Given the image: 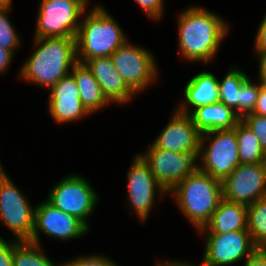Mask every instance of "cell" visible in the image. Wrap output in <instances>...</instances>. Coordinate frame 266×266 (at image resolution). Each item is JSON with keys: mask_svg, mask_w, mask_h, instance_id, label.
<instances>
[{"mask_svg": "<svg viewBox=\"0 0 266 266\" xmlns=\"http://www.w3.org/2000/svg\"><path fill=\"white\" fill-rule=\"evenodd\" d=\"M179 49L184 58L210 61L227 35L226 23L215 14L199 7H189L179 16Z\"/></svg>", "mask_w": 266, "mask_h": 266, "instance_id": "6da1fadb", "label": "cell"}, {"mask_svg": "<svg viewBox=\"0 0 266 266\" xmlns=\"http://www.w3.org/2000/svg\"><path fill=\"white\" fill-rule=\"evenodd\" d=\"M34 45L39 48L24 63L20 76L50 89L77 63L76 38H35Z\"/></svg>", "mask_w": 266, "mask_h": 266, "instance_id": "7a4b0ae2", "label": "cell"}, {"mask_svg": "<svg viewBox=\"0 0 266 266\" xmlns=\"http://www.w3.org/2000/svg\"><path fill=\"white\" fill-rule=\"evenodd\" d=\"M170 192L174 194L179 209L199 230L209 223L223 199L221 180L198 168Z\"/></svg>", "mask_w": 266, "mask_h": 266, "instance_id": "3957f363", "label": "cell"}, {"mask_svg": "<svg viewBox=\"0 0 266 266\" xmlns=\"http://www.w3.org/2000/svg\"><path fill=\"white\" fill-rule=\"evenodd\" d=\"M82 23L75 37L77 62L111 56L127 41L118 23L101 6L91 10Z\"/></svg>", "mask_w": 266, "mask_h": 266, "instance_id": "277c9868", "label": "cell"}, {"mask_svg": "<svg viewBox=\"0 0 266 266\" xmlns=\"http://www.w3.org/2000/svg\"><path fill=\"white\" fill-rule=\"evenodd\" d=\"M35 38H75L87 0H41ZM77 22V23H76Z\"/></svg>", "mask_w": 266, "mask_h": 266, "instance_id": "5b68a950", "label": "cell"}, {"mask_svg": "<svg viewBox=\"0 0 266 266\" xmlns=\"http://www.w3.org/2000/svg\"><path fill=\"white\" fill-rule=\"evenodd\" d=\"M210 135L216 136L210 141L208 148L204 149V142ZM199 156L202 157L203 164L198 169L222 181L240 165L236 130H216L201 134Z\"/></svg>", "mask_w": 266, "mask_h": 266, "instance_id": "8992f818", "label": "cell"}, {"mask_svg": "<svg viewBox=\"0 0 266 266\" xmlns=\"http://www.w3.org/2000/svg\"><path fill=\"white\" fill-rule=\"evenodd\" d=\"M4 172L0 176V217L18 240H30L34 230L35 208Z\"/></svg>", "mask_w": 266, "mask_h": 266, "instance_id": "52a82bcc", "label": "cell"}, {"mask_svg": "<svg viewBox=\"0 0 266 266\" xmlns=\"http://www.w3.org/2000/svg\"><path fill=\"white\" fill-rule=\"evenodd\" d=\"M97 194L88 181L77 175H69L50 191L48 201L61 211L81 220L87 227L86 218L97 204Z\"/></svg>", "mask_w": 266, "mask_h": 266, "instance_id": "ba28073f", "label": "cell"}, {"mask_svg": "<svg viewBox=\"0 0 266 266\" xmlns=\"http://www.w3.org/2000/svg\"><path fill=\"white\" fill-rule=\"evenodd\" d=\"M126 85L140 92L157 76L155 59L147 50L126 41L110 56Z\"/></svg>", "mask_w": 266, "mask_h": 266, "instance_id": "9c48e42d", "label": "cell"}, {"mask_svg": "<svg viewBox=\"0 0 266 266\" xmlns=\"http://www.w3.org/2000/svg\"><path fill=\"white\" fill-rule=\"evenodd\" d=\"M221 182L224 199L249 206L266 196V163L240 164Z\"/></svg>", "mask_w": 266, "mask_h": 266, "instance_id": "30bf717a", "label": "cell"}, {"mask_svg": "<svg viewBox=\"0 0 266 266\" xmlns=\"http://www.w3.org/2000/svg\"><path fill=\"white\" fill-rule=\"evenodd\" d=\"M198 155L171 152L151 144L148 152L140 156L148 164L156 180L170 192L198 168L195 165Z\"/></svg>", "mask_w": 266, "mask_h": 266, "instance_id": "8fae6325", "label": "cell"}, {"mask_svg": "<svg viewBox=\"0 0 266 266\" xmlns=\"http://www.w3.org/2000/svg\"><path fill=\"white\" fill-rule=\"evenodd\" d=\"M258 247L248 230L208 234L202 266H223L250 257Z\"/></svg>", "mask_w": 266, "mask_h": 266, "instance_id": "7c38bea8", "label": "cell"}, {"mask_svg": "<svg viewBox=\"0 0 266 266\" xmlns=\"http://www.w3.org/2000/svg\"><path fill=\"white\" fill-rule=\"evenodd\" d=\"M38 231L67 240L81 237L88 231V227L78 218L61 211L47 200L35 207L34 230L29 240L39 245Z\"/></svg>", "mask_w": 266, "mask_h": 266, "instance_id": "4fadbf2b", "label": "cell"}, {"mask_svg": "<svg viewBox=\"0 0 266 266\" xmlns=\"http://www.w3.org/2000/svg\"><path fill=\"white\" fill-rule=\"evenodd\" d=\"M156 188L160 190L161 195L168 193L156 180L148 164L138 155L128 171V199L141 220L147 218L154 205Z\"/></svg>", "mask_w": 266, "mask_h": 266, "instance_id": "5bb4252c", "label": "cell"}, {"mask_svg": "<svg viewBox=\"0 0 266 266\" xmlns=\"http://www.w3.org/2000/svg\"><path fill=\"white\" fill-rule=\"evenodd\" d=\"M201 133L189 114L175 111L173 118L152 143L176 153L199 154Z\"/></svg>", "mask_w": 266, "mask_h": 266, "instance_id": "9a60e30c", "label": "cell"}, {"mask_svg": "<svg viewBox=\"0 0 266 266\" xmlns=\"http://www.w3.org/2000/svg\"><path fill=\"white\" fill-rule=\"evenodd\" d=\"M50 89L49 111L56 122H71L90 114L82 104L79 88L71 73L62 77Z\"/></svg>", "mask_w": 266, "mask_h": 266, "instance_id": "2e32d148", "label": "cell"}, {"mask_svg": "<svg viewBox=\"0 0 266 266\" xmlns=\"http://www.w3.org/2000/svg\"><path fill=\"white\" fill-rule=\"evenodd\" d=\"M84 64L93 73L107 100L111 103H125L131 100L134 92L126 85L117 72L113 62L108 57H95L86 60Z\"/></svg>", "mask_w": 266, "mask_h": 266, "instance_id": "e0dca14e", "label": "cell"}, {"mask_svg": "<svg viewBox=\"0 0 266 266\" xmlns=\"http://www.w3.org/2000/svg\"><path fill=\"white\" fill-rule=\"evenodd\" d=\"M194 125L203 134L216 130H231L241 121L235 110L222 102L205 105L189 111Z\"/></svg>", "mask_w": 266, "mask_h": 266, "instance_id": "ac0fdd59", "label": "cell"}, {"mask_svg": "<svg viewBox=\"0 0 266 266\" xmlns=\"http://www.w3.org/2000/svg\"><path fill=\"white\" fill-rule=\"evenodd\" d=\"M184 94L185 104L182 103L177 111L189 114L188 104L196 109L220 101L219 80L210 72L199 73L188 82Z\"/></svg>", "mask_w": 266, "mask_h": 266, "instance_id": "d6986e66", "label": "cell"}, {"mask_svg": "<svg viewBox=\"0 0 266 266\" xmlns=\"http://www.w3.org/2000/svg\"><path fill=\"white\" fill-rule=\"evenodd\" d=\"M207 234H226L233 231L247 229V206L222 199L217 209L213 212L209 223L199 232Z\"/></svg>", "mask_w": 266, "mask_h": 266, "instance_id": "ffe728a7", "label": "cell"}, {"mask_svg": "<svg viewBox=\"0 0 266 266\" xmlns=\"http://www.w3.org/2000/svg\"><path fill=\"white\" fill-rule=\"evenodd\" d=\"M71 71L79 88L82 104L89 113H94L109 103L93 73L84 63L77 62Z\"/></svg>", "mask_w": 266, "mask_h": 266, "instance_id": "44dd1931", "label": "cell"}, {"mask_svg": "<svg viewBox=\"0 0 266 266\" xmlns=\"http://www.w3.org/2000/svg\"><path fill=\"white\" fill-rule=\"evenodd\" d=\"M240 164L266 163V152L255 134L240 121L236 127Z\"/></svg>", "mask_w": 266, "mask_h": 266, "instance_id": "7402d4cb", "label": "cell"}, {"mask_svg": "<svg viewBox=\"0 0 266 266\" xmlns=\"http://www.w3.org/2000/svg\"><path fill=\"white\" fill-rule=\"evenodd\" d=\"M247 229L253 243L266 249V196L247 206Z\"/></svg>", "mask_w": 266, "mask_h": 266, "instance_id": "603a6c76", "label": "cell"}, {"mask_svg": "<svg viewBox=\"0 0 266 266\" xmlns=\"http://www.w3.org/2000/svg\"><path fill=\"white\" fill-rule=\"evenodd\" d=\"M41 251L37 243L19 241L13 251V266H55Z\"/></svg>", "mask_w": 266, "mask_h": 266, "instance_id": "cb8c5ba5", "label": "cell"}, {"mask_svg": "<svg viewBox=\"0 0 266 266\" xmlns=\"http://www.w3.org/2000/svg\"><path fill=\"white\" fill-rule=\"evenodd\" d=\"M248 76L238 69L230 70L224 77L223 81H219L220 102L226 106L236 108L239 115V96L242 82Z\"/></svg>", "mask_w": 266, "mask_h": 266, "instance_id": "d4e9b609", "label": "cell"}, {"mask_svg": "<svg viewBox=\"0 0 266 266\" xmlns=\"http://www.w3.org/2000/svg\"><path fill=\"white\" fill-rule=\"evenodd\" d=\"M9 7L10 4H0V47L13 53L20 42L15 29L6 16Z\"/></svg>", "mask_w": 266, "mask_h": 266, "instance_id": "484cf974", "label": "cell"}, {"mask_svg": "<svg viewBox=\"0 0 266 266\" xmlns=\"http://www.w3.org/2000/svg\"><path fill=\"white\" fill-rule=\"evenodd\" d=\"M263 84L259 85L252 83L247 77L241 85L239 96V116L242 118L248 113H252L258 99V95Z\"/></svg>", "mask_w": 266, "mask_h": 266, "instance_id": "4316f807", "label": "cell"}, {"mask_svg": "<svg viewBox=\"0 0 266 266\" xmlns=\"http://www.w3.org/2000/svg\"><path fill=\"white\" fill-rule=\"evenodd\" d=\"M241 121L255 134L266 152V116L248 113L241 118Z\"/></svg>", "mask_w": 266, "mask_h": 266, "instance_id": "83f0119b", "label": "cell"}, {"mask_svg": "<svg viewBox=\"0 0 266 266\" xmlns=\"http://www.w3.org/2000/svg\"><path fill=\"white\" fill-rule=\"evenodd\" d=\"M61 266H118L114 264L111 260L103 257V256H89V257H80L76 260L66 262Z\"/></svg>", "mask_w": 266, "mask_h": 266, "instance_id": "f1b7e54d", "label": "cell"}, {"mask_svg": "<svg viewBox=\"0 0 266 266\" xmlns=\"http://www.w3.org/2000/svg\"><path fill=\"white\" fill-rule=\"evenodd\" d=\"M140 7L153 19H159L162 14L163 0H136Z\"/></svg>", "mask_w": 266, "mask_h": 266, "instance_id": "f546056e", "label": "cell"}, {"mask_svg": "<svg viewBox=\"0 0 266 266\" xmlns=\"http://www.w3.org/2000/svg\"><path fill=\"white\" fill-rule=\"evenodd\" d=\"M19 241L9 244L0 237V266H13V251Z\"/></svg>", "mask_w": 266, "mask_h": 266, "instance_id": "4dcf8cb0", "label": "cell"}, {"mask_svg": "<svg viewBox=\"0 0 266 266\" xmlns=\"http://www.w3.org/2000/svg\"><path fill=\"white\" fill-rule=\"evenodd\" d=\"M255 49L257 53H266V15L258 28Z\"/></svg>", "mask_w": 266, "mask_h": 266, "instance_id": "1f68e13d", "label": "cell"}, {"mask_svg": "<svg viewBox=\"0 0 266 266\" xmlns=\"http://www.w3.org/2000/svg\"><path fill=\"white\" fill-rule=\"evenodd\" d=\"M245 266H266V249L258 248L246 259Z\"/></svg>", "mask_w": 266, "mask_h": 266, "instance_id": "d6a6232c", "label": "cell"}, {"mask_svg": "<svg viewBox=\"0 0 266 266\" xmlns=\"http://www.w3.org/2000/svg\"><path fill=\"white\" fill-rule=\"evenodd\" d=\"M252 113H255L261 116H266V86L265 85L261 86L258 99H257V103Z\"/></svg>", "mask_w": 266, "mask_h": 266, "instance_id": "836d02e7", "label": "cell"}, {"mask_svg": "<svg viewBox=\"0 0 266 266\" xmlns=\"http://www.w3.org/2000/svg\"><path fill=\"white\" fill-rule=\"evenodd\" d=\"M13 53L0 47V72H5L12 60Z\"/></svg>", "mask_w": 266, "mask_h": 266, "instance_id": "e575fe53", "label": "cell"}, {"mask_svg": "<svg viewBox=\"0 0 266 266\" xmlns=\"http://www.w3.org/2000/svg\"><path fill=\"white\" fill-rule=\"evenodd\" d=\"M259 55V63H260V82L266 86V53H258Z\"/></svg>", "mask_w": 266, "mask_h": 266, "instance_id": "d590c367", "label": "cell"}, {"mask_svg": "<svg viewBox=\"0 0 266 266\" xmlns=\"http://www.w3.org/2000/svg\"><path fill=\"white\" fill-rule=\"evenodd\" d=\"M166 263V264H165ZM164 265L163 264H158L157 266H192V265H189V264H185V263H174V262H165Z\"/></svg>", "mask_w": 266, "mask_h": 266, "instance_id": "8d00e7d4", "label": "cell"}, {"mask_svg": "<svg viewBox=\"0 0 266 266\" xmlns=\"http://www.w3.org/2000/svg\"><path fill=\"white\" fill-rule=\"evenodd\" d=\"M0 4H11V0H0Z\"/></svg>", "mask_w": 266, "mask_h": 266, "instance_id": "74e56055", "label": "cell"}, {"mask_svg": "<svg viewBox=\"0 0 266 266\" xmlns=\"http://www.w3.org/2000/svg\"><path fill=\"white\" fill-rule=\"evenodd\" d=\"M3 173H4V171H3V170H0V176H1Z\"/></svg>", "mask_w": 266, "mask_h": 266, "instance_id": "f35d334b", "label": "cell"}]
</instances>
